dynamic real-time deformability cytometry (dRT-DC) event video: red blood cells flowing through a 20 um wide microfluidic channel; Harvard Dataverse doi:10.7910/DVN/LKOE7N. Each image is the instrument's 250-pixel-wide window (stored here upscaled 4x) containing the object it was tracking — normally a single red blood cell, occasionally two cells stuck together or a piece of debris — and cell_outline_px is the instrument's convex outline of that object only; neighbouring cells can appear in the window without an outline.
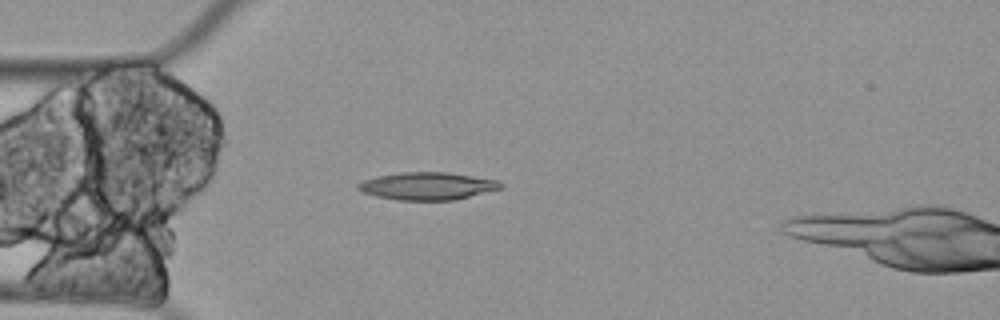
{"species": "Egyptian fruit bat (a non-hibernating species)", "species_latin": "Rousettus aegyptiacus", "temperature_condition": "cold", "stored_images_in_passage": 4, "camera_frame_rate_fps": 3000, "um_per_image_px": 0.085, "animal": {"sex": "female"}, "frame": {"image": 1, "passage_image": 4, "time_ms": 1.0, "image_size_px": [1000, 320], "cell_outline_px": [[504, 184], [500, 188], [452, 200], [396, 200], [376, 196], [360, 192], [356, 188], [356, 184], [364, 180], [376, 176], [400, 172], [448, 172], [500, 180]], "centroid_in_image_um": [36.27, 15.8], "position_along_channel_um": 48.7, "area_um2": 22.95}}